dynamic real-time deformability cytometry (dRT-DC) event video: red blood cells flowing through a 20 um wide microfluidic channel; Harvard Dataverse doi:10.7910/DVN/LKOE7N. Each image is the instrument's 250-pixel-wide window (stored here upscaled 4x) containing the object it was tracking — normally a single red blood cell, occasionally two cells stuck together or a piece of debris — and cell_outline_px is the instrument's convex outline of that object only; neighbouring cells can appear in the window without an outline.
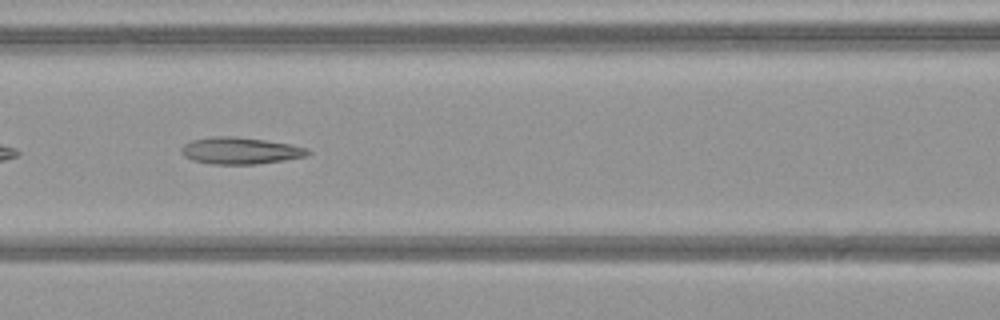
{"species": "common noctule bat (a hibernating species)", "species_latin": "Nyctalus noctula", "temperature_condition": "warm", "stored_images_in_passage": 22, "camera_frame_rate_fps": 3000, "um_per_image_px": 0.085, "animal": {"sex": "female", "body_mass_g": 21.9}, "frame": {"image": 1, "passage_image": 7, "time_ms": 2.0, "image_size_px": [1000, 320], "cell_outline_px": [[312, 152], [308, 156], [284, 160], [256, 164], [212, 164], [192, 160], [184, 156], [180, 152], [180, 148], [184, 144], [192, 140], [212, 136], [236, 136], [264, 140], [288, 144], [308, 148]], "centroid_in_image_um": [20.41, 12.81], "position_along_channel_um": 146.2, "area_um2": 19.83}}
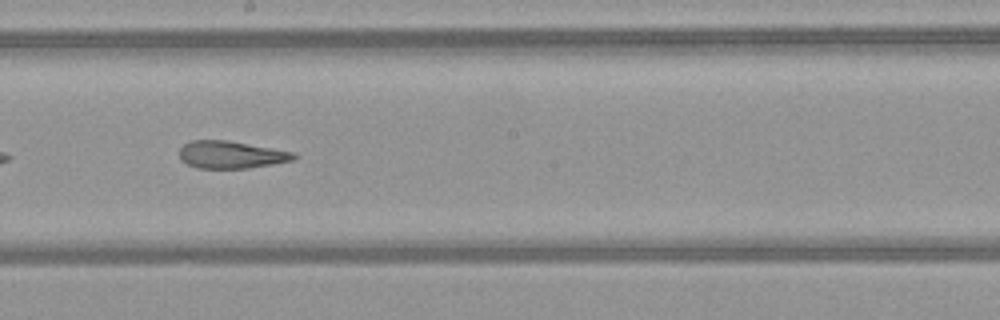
{"frame": {"image": 2, "passage_image": 13, "time_ms": 4.0, "image_size_px": [1000, 320], "cell_outline_px": [[300, 156], [296, 160], [248, 168], [196, 168], [180, 160], [180, 148], [184, 144], [192, 140], [228, 140], [296, 152]], "centroid_in_image_um": [19.7, 13.15], "position_along_channel_um": 228.5, "area_um2": 18.5}}
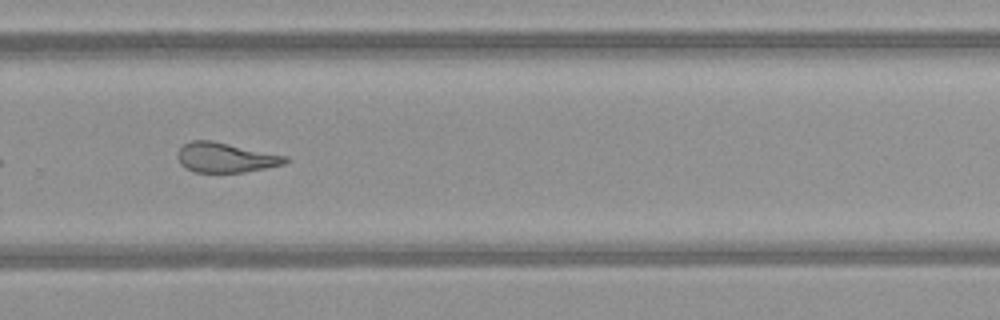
{"frame": {"image": 3, "passage_image": 19, "time_ms": 6.0, "image_size_px": [1000, 320], "cell_outline_px": [[292, 160], [288, 164], [244, 172], [192, 172], [184, 168], [180, 164], [176, 156], [176, 152], [184, 144], [192, 140], [212, 140], [288, 156]], "centroid_in_image_um": [19.19, 13.39], "position_along_channel_um": 310.6, "area_um2": 19.13}}